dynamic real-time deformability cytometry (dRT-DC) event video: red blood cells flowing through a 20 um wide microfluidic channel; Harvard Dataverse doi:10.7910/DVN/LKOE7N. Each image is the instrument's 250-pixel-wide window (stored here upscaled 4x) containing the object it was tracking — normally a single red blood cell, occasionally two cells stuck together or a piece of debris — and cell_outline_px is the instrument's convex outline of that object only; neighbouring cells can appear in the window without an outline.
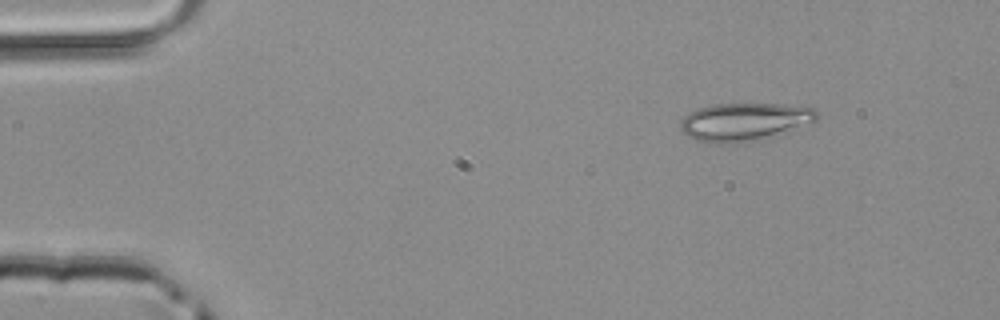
{"species": "common noctule bat (a hibernating species)", "species_latin": "Nyctalus noctula", "temperature_condition": "room temperature", "stored_images_in_passage": 43, "camera_frame_rate_fps": 3000, "um_per_image_px": 0.085, "animal": {"sex": "male", "body_mass_g": 20.4}, "frame": {"image": 1, "passage_image": 1, "time_ms": 0.0, "image_size_px": [1000, 320], "cell_outline_px": [[820, 116], [816, 120], [792, 132], [756, 140], [700, 140], [688, 136], [680, 128], [680, 120], [688, 112], [700, 108], [716, 104], [780, 104], [816, 108]], "centroid_in_image_um": [63.38, 10.3], "position_along_channel_um": 21.6, "area_um2": 29.48}}
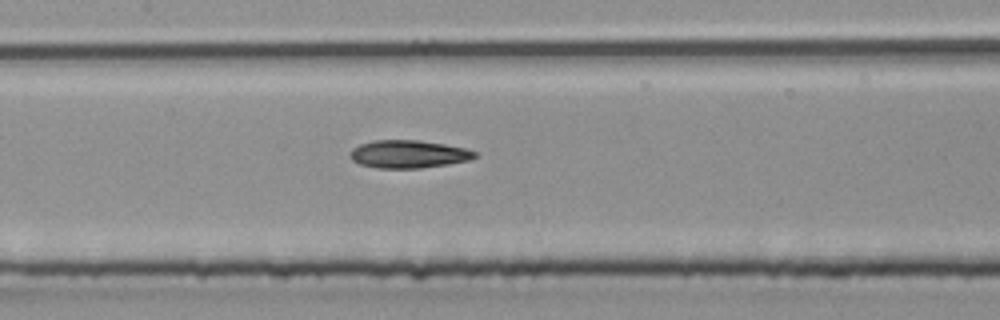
{"frame": {"image": 2, "passage_image": 18, "time_ms": 5.667, "image_size_px": [1000, 320], "cell_outline_px": [[480, 156], [468, 160], [448, 164], [420, 168], [376, 168], [360, 164], [352, 160], [348, 156], [348, 152], [352, 148], [360, 144], [372, 140], [420, 140], [444, 144], [464, 148], [476, 152]], "centroid_in_image_um": [34.68, 13.1], "position_along_channel_um": 172.7, "area_um2": 20.4}}
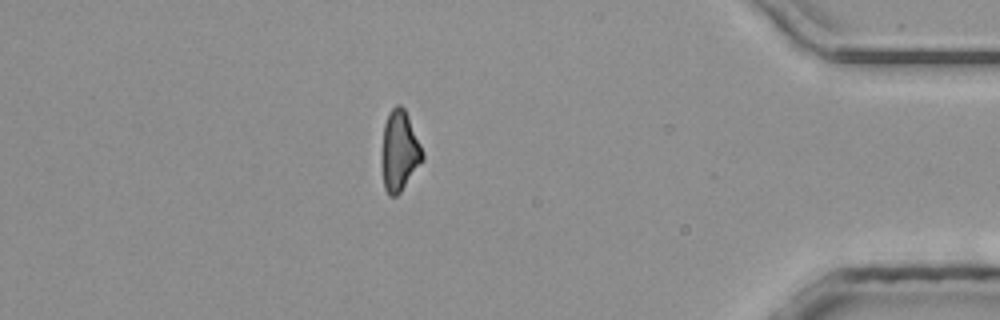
{"frame": {"image": 3, "passage_image": 37, "time_ms": 12.0, "image_size_px": [1000, 320], "cell_outline_px": [[424, 160], [400, 192], [396, 196], [388, 196], [384, 188], [380, 164], [384, 124], [388, 112], [396, 104], [400, 104], [404, 108], [408, 116], [424, 152]], "centroid_in_image_um": [33.93, 12.85], "position_along_channel_um": 401.3, "area_um2": 19.48}}